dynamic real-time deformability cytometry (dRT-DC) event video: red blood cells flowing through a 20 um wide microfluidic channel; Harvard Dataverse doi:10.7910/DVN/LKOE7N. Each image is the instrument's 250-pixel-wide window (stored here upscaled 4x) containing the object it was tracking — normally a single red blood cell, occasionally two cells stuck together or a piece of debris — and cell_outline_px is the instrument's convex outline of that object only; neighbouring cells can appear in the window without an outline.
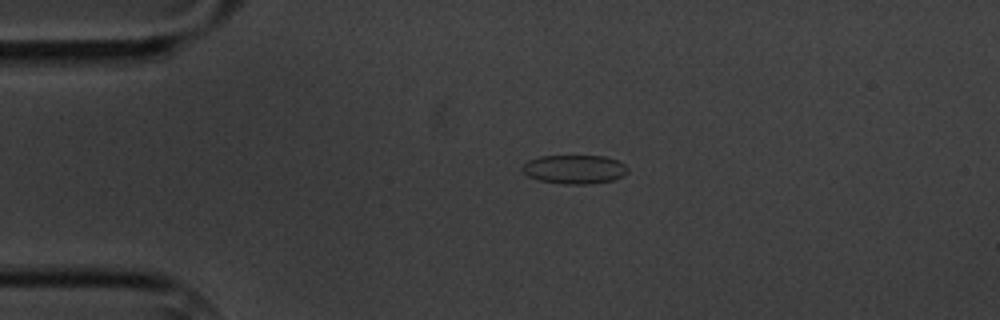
{"species": "common noctule bat (a hibernating species)", "species_latin": "Nyctalus noctula", "temperature_condition": "cold", "stored_images_in_passage": 5, "camera_frame_rate_fps": 3000, "um_per_image_px": 0.085, "animal": {"sex": "male", "body_mass_g": 20.1, "forearm_length_mm": 53.5}, "frame": {"image": 1, "passage_image": 4, "time_ms": 3.333, "image_size_px": [1000, 320], "cell_outline_px": [[628, 172], [624, 176], [612, 180], [588, 184], [564, 184], [540, 180], [528, 176], [524, 172], [524, 164], [528, 160], [540, 156], [604, 156], [620, 160], [628, 168]], "centroid_in_image_um": [48.89, 14.38], "position_along_channel_um": 36.1, "area_um2": 17.69}}